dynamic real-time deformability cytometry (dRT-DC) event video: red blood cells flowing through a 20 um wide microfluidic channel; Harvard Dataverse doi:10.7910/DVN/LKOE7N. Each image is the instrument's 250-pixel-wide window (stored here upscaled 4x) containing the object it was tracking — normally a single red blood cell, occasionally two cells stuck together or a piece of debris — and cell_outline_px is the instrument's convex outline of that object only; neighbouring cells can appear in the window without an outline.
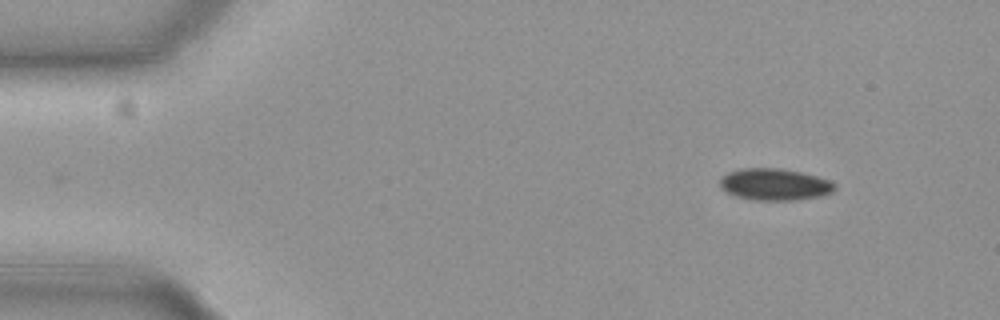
{"species": "common noctule bat (a hibernating species)", "species_latin": "Nyctalus noctula", "temperature_condition": "cold", "stored_images_in_passage": 11, "camera_frame_rate_fps": 3000, "um_per_image_px": 0.085, "animal": {"sex": "female", "body_mass_g": 19.3, "forearm_length_mm": 54.1}, "frame": {"image": 1, "passage_image": 1, "time_ms": 0.0, "image_size_px": [1000, 320], "cell_outline_px": [[836, 188], [832, 192], [820, 196], [796, 200], [756, 200], [736, 196], [728, 192], [720, 184], [720, 180], [728, 172], [740, 168], [780, 168], [800, 172], [816, 176], [828, 180], [836, 184]], "centroid_in_image_um": [65.87, 15.67], "position_along_channel_um": 19.1, "area_um2": 21.04}}
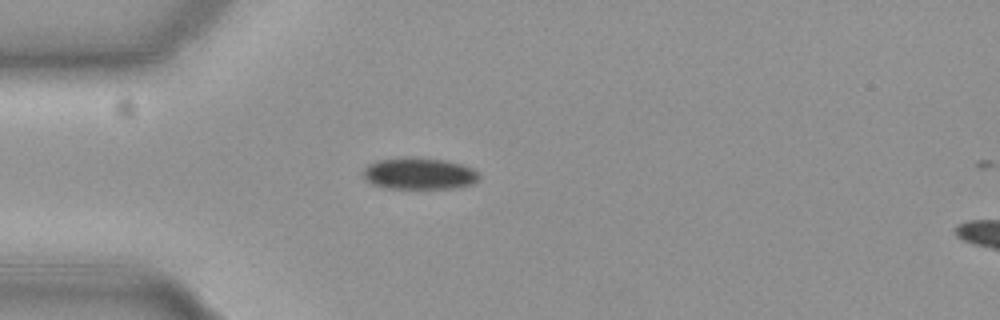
{"frame": {"image": 2, "passage_image": 10, "time_ms": 3.0, "image_size_px": [1000, 320], "cell_outline_px": [[480, 176], [472, 184], [460, 188], [384, 188], [372, 184], [364, 180], [364, 168], [368, 164], [376, 160], [400, 156], [408, 156], [444, 160], [460, 164], [472, 168], [480, 172]], "centroid_in_image_um": [35.6, 14.74], "position_along_channel_um": 49.4, "area_um2": 21.79}}